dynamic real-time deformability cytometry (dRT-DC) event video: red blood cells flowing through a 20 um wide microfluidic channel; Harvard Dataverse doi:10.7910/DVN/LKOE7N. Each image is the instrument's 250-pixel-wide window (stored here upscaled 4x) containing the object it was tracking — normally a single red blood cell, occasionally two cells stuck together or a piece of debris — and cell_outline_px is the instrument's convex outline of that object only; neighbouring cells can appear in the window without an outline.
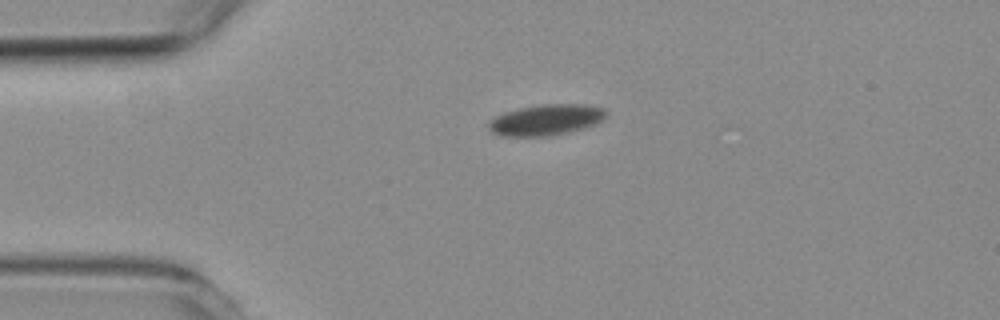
{"species": "common noctule bat (a hibernating species)", "species_latin": "Nyctalus noctula", "temperature_condition": "room temperature", "stored_images_in_passage": 2, "camera_frame_rate_fps": 3000, "um_per_image_px": 0.085, "animal": {"sex": "female", "body_mass_g": 19.3, "forearm_length_mm": 54.1}, "frame": {"image": 1, "passage_image": 1, "time_ms": 0.0, "image_size_px": [1000, 320], "cell_outline_px": [[608, 116], [604, 120], [596, 124], [584, 128], [568, 132], [548, 136], [496, 136], [488, 128], [488, 124], [496, 116], [504, 112], [520, 108], [544, 104], [584, 104], [604, 108], [608, 112]], "centroid_in_image_um": [46.45, 10.19], "position_along_channel_um": 38.5, "area_um2": 21.33}}